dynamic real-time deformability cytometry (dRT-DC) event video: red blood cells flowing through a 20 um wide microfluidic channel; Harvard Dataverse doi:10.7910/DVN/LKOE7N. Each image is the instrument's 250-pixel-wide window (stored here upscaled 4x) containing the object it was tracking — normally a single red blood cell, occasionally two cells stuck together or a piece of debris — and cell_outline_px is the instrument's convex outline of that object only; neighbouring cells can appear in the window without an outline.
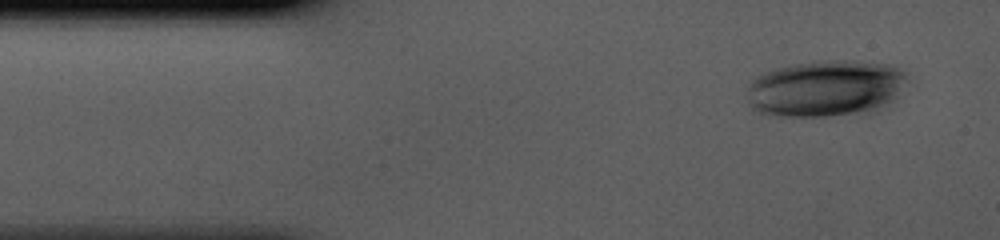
{"species": "human", "species_latin": "Homo sapiens", "temperature_condition": "cold", "stored_images_in_passage": 40, "camera_frame_rate_fps": 3000, "um_per_image_px": 0.085, "donor": {"sex": "male"}, "frame": {"image": 1, "passage_image": 1, "time_ms": 0.0, "image_size_px": [1000, 240], "cell_outline_px": [[908, 80], [896, 96], [892, 100], [876, 112], [828, 116], [764, 116], [752, 112], [748, 104], [748, 88], [752, 80], [756, 76], [776, 68], [792, 64], [836, 60], [856, 60], [888, 64], [900, 68], [904, 72]], "centroid_in_image_um": [70.15, 7.54], "position_along_channel_um": 14.8, "area_um2": 53.52}}
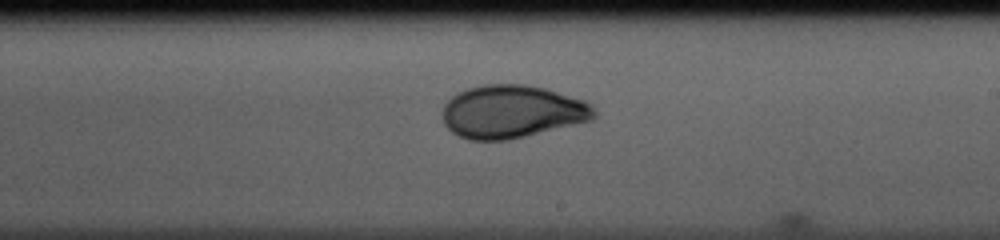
{"frame": {"image": 2, "passage_image": 22, "time_ms": 7.0, "image_size_px": [1000, 240], "cell_outline_px": [[596, 116], [592, 120], [508, 140], [468, 140], [452, 132], [444, 124], [440, 112], [444, 104], [452, 96], [468, 88], [484, 84], [524, 84], [544, 88], [584, 100], [592, 104], [596, 112]], "centroid_in_image_um": [43.5, 9.49], "position_along_channel_um": 245.5, "area_um2": 46.93}}
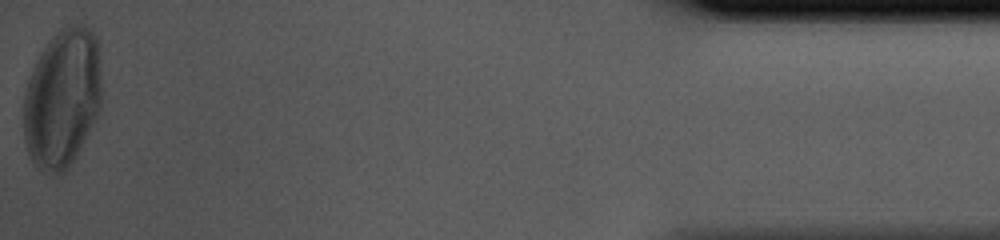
{"frame": {"image": 3, "passage_image": 40, "time_ms": 13.0, "image_size_px": [1000, 240], "cell_outline_px": [[100, 108], [76, 156], [64, 172], [44, 172], [36, 168], [28, 152], [24, 140], [24, 92], [32, 68], [40, 52], [48, 40], [60, 28], [68, 24], [84, 24], [96, 36], [100, 84]], "centroid_in_image_um": [5.26, 8.33], "position_along_channel_um": 429.9, "area_um2": 62.94}}